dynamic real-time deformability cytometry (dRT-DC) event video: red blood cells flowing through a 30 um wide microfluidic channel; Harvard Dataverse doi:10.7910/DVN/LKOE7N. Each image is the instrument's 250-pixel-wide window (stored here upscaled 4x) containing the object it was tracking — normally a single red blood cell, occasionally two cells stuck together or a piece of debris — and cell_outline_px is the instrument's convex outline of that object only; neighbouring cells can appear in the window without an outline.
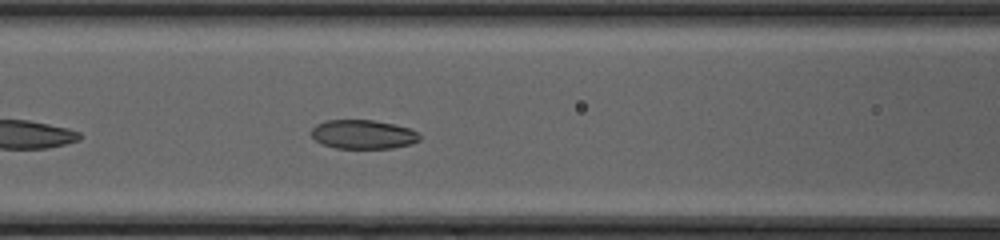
{"species": "common noctule bat (a hibernating species)", "species_latin": "Nyctalus noctula", "temperature_condition": "cold", "stored_images_in_passage": 28, "camera_frame_rate_fps": 3000, "um_per_image_px": 0.085, "animal": {"sex": "female", "body_mass_g": 20.0, "forearm_length_mm": 54.0}, "frame": {"image": 1, "passage_image": 7, "time_ms": 2.0, "image_size_px": [1000, 240], "cell_outline_px": [[420, 140], [412, 144], [392, 148], [336, 148], [324, 144], [316, 140], [312, 136], [312, 128], [316, 124], [328, 120], [372, 120], [392, 124], [408, 128], [420, 132]], "centroid_in_image_um": [30.9, 11.42], "position_along_channel_um": 135.7, "area_um2": 18.21}}
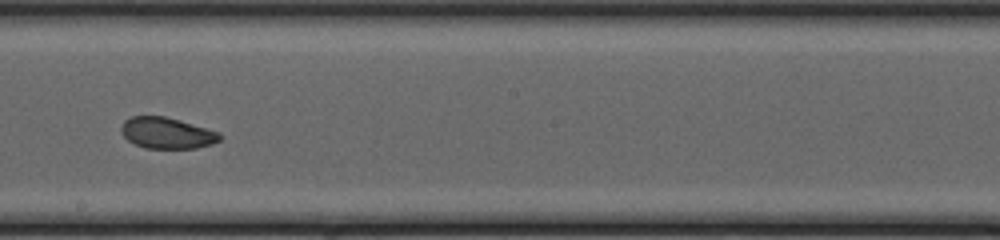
{"frame": {"image": 2, "passage_image": 14, "time_ms": 4.333, "image_size_px": [1000, 240], "cell_outline_px": [[224, 136], [220, 140], [212, 144], [196, 148], [148, 148], [136, 144], [128, 140], [120, 132], [120, 128], [124, 120], [132, 116], [164, 116], [180, 120], [220, 132]], "centroid_in_image_um": [14.21, 11.3], "position_along_channel_um": 234.0, "area_um2": 17.98}}
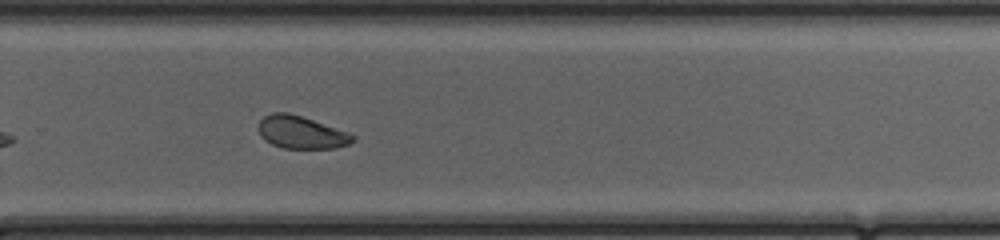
{"frame": {"image": 3, "passage_image": 19, "time_ms": 6.0, "image_size_px": [1000, 240], "cell_outline_px": [[356, 140], [348, 144], [336, 148], [284, 148], [272, 144], [264, 140], [260, 136], [260, 120], [264, 116], [272, 112], [288, 112], [348, 132], [356, 136]], "centroid_in_image_um": [25.61, 11.25], "position_along_channel_um": 304.2, "area_um2": 17.74}, "authors_computed_cell_mechanics": {"area_um2": 18.4093, "velocity_mm_per_s": 4.2338, "shape_relaxation_time_tau1_ms": null, "shape_relaxation_time_tau2_ms": 6.193, "deformation_change_tau1": null, "deformation_change_tau2": 0.1268}}